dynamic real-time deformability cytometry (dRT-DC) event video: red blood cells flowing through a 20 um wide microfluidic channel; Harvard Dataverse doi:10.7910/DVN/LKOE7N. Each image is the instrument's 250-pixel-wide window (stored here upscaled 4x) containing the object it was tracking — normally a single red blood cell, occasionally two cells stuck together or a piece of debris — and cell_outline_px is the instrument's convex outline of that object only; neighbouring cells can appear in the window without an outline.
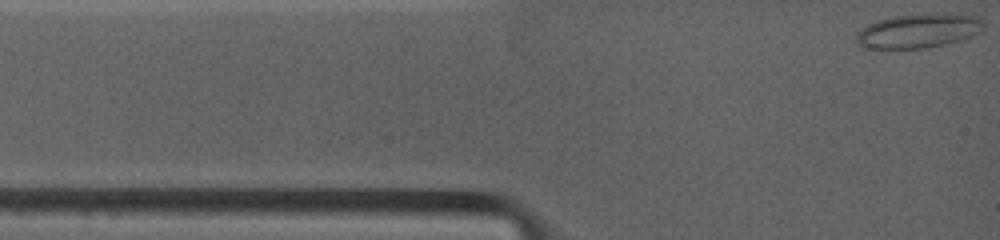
{"species": "common noctule bat (a hibernating species)", "species_latin": "Nyctalus noctula", "temperature_condition": "warm", "stored_images_in_passage": 7, "camera_frame_rate_fps": 4500, "um_per_image_px": 0.085, "animal": {"sex": "female", "body_mass_g": 19.0, "forearm_length_mm": 53.3}, "frame": {"image": 1, "passage_image": 1, "time_ms": 0.0, "image_size_px": [1000, 240], "cell_outline_px": [[984, 28], [980, 32], [972, 36], [960, 40], [928, 48], [860, 48], [856, 44], [856, 36], [868, 24], [892, 16], [944, 12], [976, 16], [984, 24]], "centroid_in_image_um": [78.09, 2.61], "position_along_channel_um": 6.9, "area_um2": 25.49}}
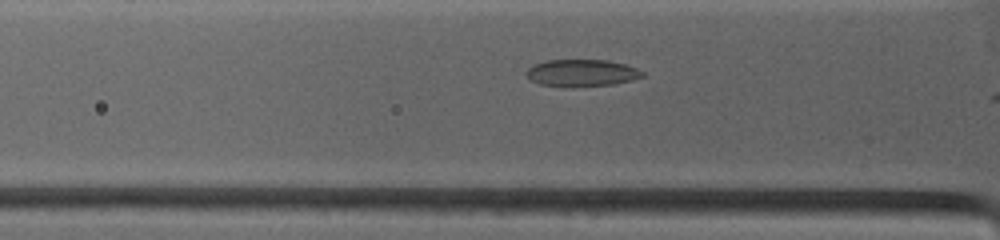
{"frame": {"image": 2, "passage_image": 6, "time_ms": 2.889, "image_size_px": [1000, 240], "cell_outline_px": [[644, 76], [632, 80], [612, 84], [572, 88], [564, 88], [540, 84], [532, 80], [524, 72], [532, 64], [548, 60], [608, 60], [624, 64], [636, 68], [644, 72]], "centroid_in_image_um": [49.42, 6.21], "position_along_channel_um": 76.4, "area_um2": 18.55}}